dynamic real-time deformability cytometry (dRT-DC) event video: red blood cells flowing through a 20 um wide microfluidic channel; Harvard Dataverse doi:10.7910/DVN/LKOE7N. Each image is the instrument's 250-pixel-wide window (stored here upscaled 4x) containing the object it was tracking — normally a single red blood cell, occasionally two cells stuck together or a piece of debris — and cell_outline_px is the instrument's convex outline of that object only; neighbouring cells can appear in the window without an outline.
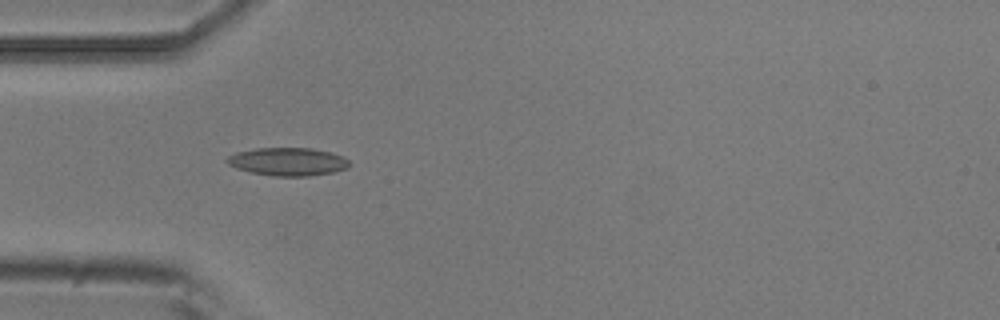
{"species": "common noctule bat (a hibernating species)", "species_latin": "Nyctalus noctula", "temperature_condition": "room temperature", "stored_images_in_passage": 5, "camera_frame_rate_fps": 3000, "um_per_image_px": 0.085, "animal": {"sex": "male", "body_mass_g": 20.5, "forearm_length_mm": 52.5}, "frame": {"image": 1, "passage_image": 4, "time_ms": 1.0, "image_size_px": [1000, 320], "cell_outline_px": [[352, 164], [348, 168], [332, 172], [308, 176], [272, 176], [252, 172], [236, 168], [228, 164], [224, 160], [228, 156], [236, 152], [256, 148], [312, 148], [332, 152], [344, 156]], "centroid_in_image_um": [24.49, 13.73], "position_along_channel_um": 60.5, "area_um2": 20.17}}
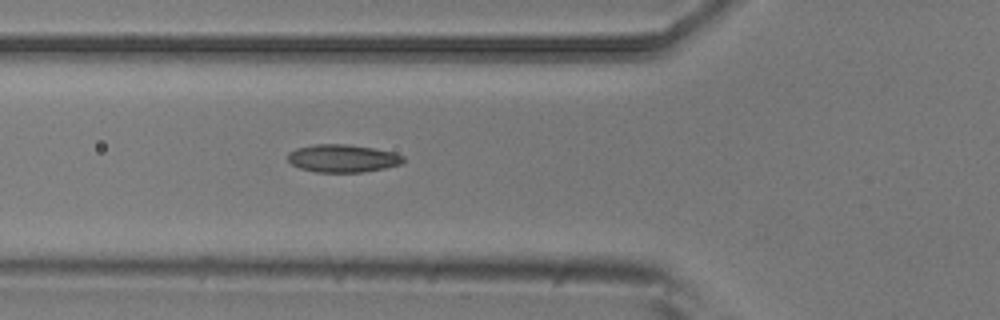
{"frame": {"image": 2, "passage_image": 5, "time_ms": 1.333, "image_size_px": [1000, 320], "cell_outline_px": [[404, 160], [400, 164], [384, 168], [360, 172], [316, 172], [300, 168], [292, 164], [288, 160], [288, 152], [296, 148], [316, 144], [348, 144], [376, 148], [392, 152], [404, 156]], "centroid_in_image_um": [29.11, 13.45], "position_along_channel_um": 96.7, "area_um2": 18.67}}